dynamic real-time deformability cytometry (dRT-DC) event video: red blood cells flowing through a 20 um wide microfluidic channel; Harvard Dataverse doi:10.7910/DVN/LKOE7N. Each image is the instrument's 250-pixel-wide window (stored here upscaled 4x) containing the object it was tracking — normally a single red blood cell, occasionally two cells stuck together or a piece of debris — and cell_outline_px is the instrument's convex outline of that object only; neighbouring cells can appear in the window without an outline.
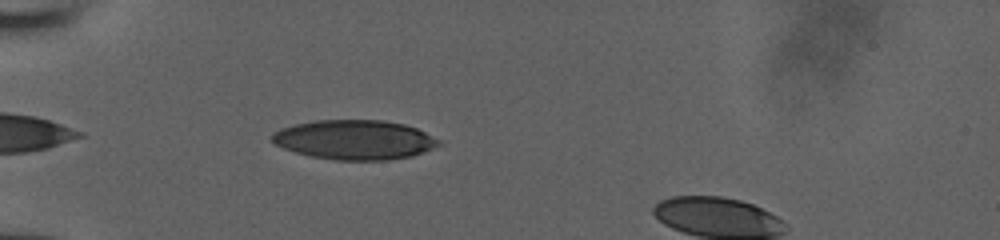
{"species": "human", "species_latin": "Homo sapiens", "temperature_condition": "room temperature", "stored_images_in_passage": 36, "camera_frame_rate_fps": 3000, "um_per_image_px": 0.085, "donor": {"sex": "male"}, "frame": {"image": 1, "passage_image": 4, "time_ms": 1.0, "image_size_px": [1000, 240], "cell_outline_px": [[440, 144], [432, 148], [412, 156], [388, 160], [336, 160], [312, 156], [296, 152], [284, 148], [276, 144], [272, 140], [272, 136], [280, 128], [296, 124], [316, 120], [384, 120], [404, 124], [416, 128], [440, 140]], "centroid_in_image_um": [30.15, 11.88], "position_along_channel_um": 54.8, "area_um2": 38.09}}
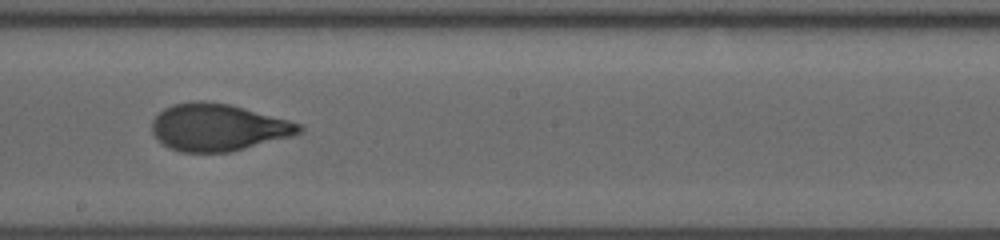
{"frame": {"image": 2, "passage_image": 18, "time_ms": 5.667, "image_size_px": [1000, 240], "cell_outline_px": [[304, 128], [300, 132], [292, 136], [232, 152], [180, 152], [168, 148], [152, 132], [152, 120], [164, 108], [172, 104], [192, 100], [200, 100], [228, 104], [244, 108], [288, 120], [300, 124]], "centroid_in_image_um": [18.52, 10.83], "position_along_channel_um": 229.7, "area_um2": 40.34}}
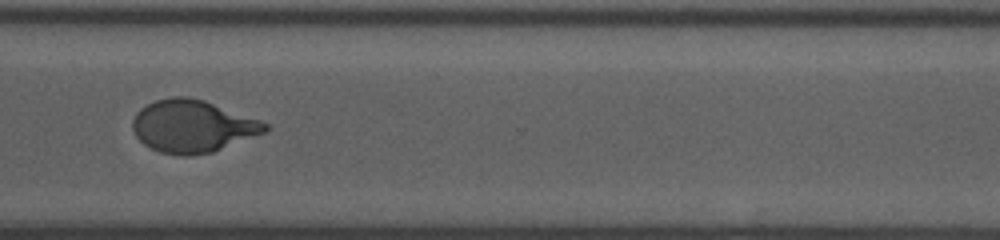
{"frame": {"image": 3, "passage_image": 27, "time_ms": 8.667, "image_size_px": [1000, 240], "cell_outline_px": [[272, 128], [264, 132], [212, 152], [188, 156], [180, 156], [160, 152], [144, 144], [136, 136], [132, 128], [132, 120], [136, 112], [140, 108], [156, 100], [172, 96], [188, 96], [204, 100], [260, 120], [268, 124]], "centroid_in_image_um": [16.34, 10.72], "position_along_channel_um": 354.3, "area_um2": 40.34}}